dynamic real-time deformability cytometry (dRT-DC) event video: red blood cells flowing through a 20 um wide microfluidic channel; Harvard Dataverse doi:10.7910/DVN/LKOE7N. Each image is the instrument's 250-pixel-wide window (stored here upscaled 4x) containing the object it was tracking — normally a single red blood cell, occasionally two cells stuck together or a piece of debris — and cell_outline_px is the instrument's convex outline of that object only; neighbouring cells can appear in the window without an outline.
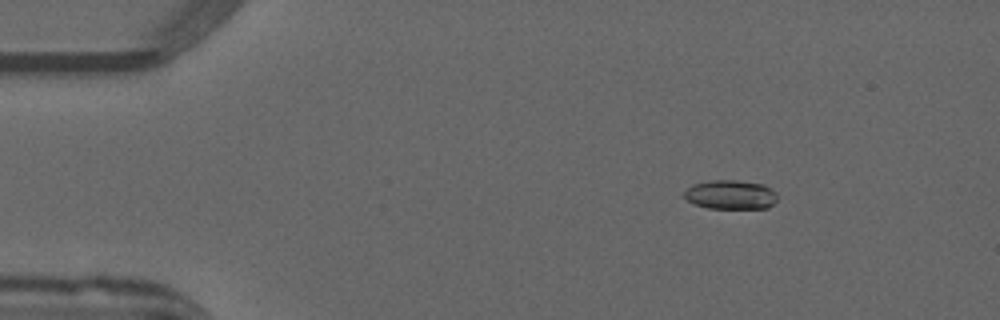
{"species": "common noctule bat (a hibernating species)", "species_latin": "Nyctalus noctula", "temperature_condition": "warm", "stored_images_in_passage": 48, "camera_frame_rate_fps": 3000, "um_per_image_px": 0.085, "animal": {"sex": "male", "forearm_length_mm": 52.5}, "frame": {"image": 1, "passage_image": 4, "time_ms": 1.0, "image_size_px": [1000, 320], "cell_outline_px": [[776, 200], [768, 208], [708, 208], [696, 204], [688, 200], [684, 196], [684, 192], [692, 184], [708, 180], [736, 180], [764, 184], [776, 192]], "centroid_in_image_um": [62.1, 16.53], "position_along_channel_um": 22.9, "area_um2": 15.78}}
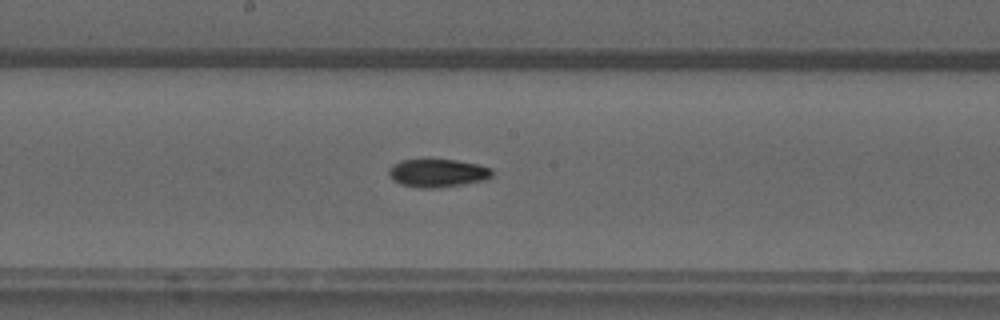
{"frame": {"image": 2, "passage_image": 24, "time_ms": 7.667, "image_size_px": [1000, 320], "cell_outline_px": [[492, 176], [484, 180], [464, 184], [440, 188], [420, 188], [400, 184], [392, 180], [388, 172], [388, 168], [392, 164], [400, 160], [456, 160], [476, 164], [492, 168]], "centroid_in_image_um": [37.16, 14.72], "position_along_channel_um": 211.0, "area_um2": 16.99}}
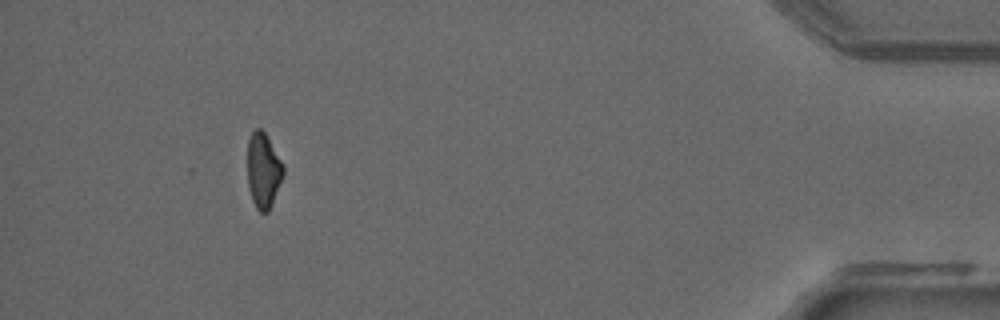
{"frame": {"image": 3, "passage_image": 44, "time_ms": 14.333, "image_size_px": [1000, 320], "cell_outline_px": [[284, 172], [272, 204], [268, 212], [260, 212], [256, 208], [252, 200], [248, 188], [248, 140], [252, 132], [256, 128], [260, 128], [264, 132], [284, 164]], "centroid_in_image_um": [22.38, 14.5], "position_along_channel_um": 412.8, "area_um2": 15.61}, "authors_computed_cell_mechanics": {"area_um2": 16.4152, "velocity_mm_per_s": 3.9951, "shape_relaxation_time_tau1_ms": 4.6442, "shape_relaxation_time_tau2_ms": null, "deformation_change_tau1": 0.1524, "deformation_change_tau2": null}}